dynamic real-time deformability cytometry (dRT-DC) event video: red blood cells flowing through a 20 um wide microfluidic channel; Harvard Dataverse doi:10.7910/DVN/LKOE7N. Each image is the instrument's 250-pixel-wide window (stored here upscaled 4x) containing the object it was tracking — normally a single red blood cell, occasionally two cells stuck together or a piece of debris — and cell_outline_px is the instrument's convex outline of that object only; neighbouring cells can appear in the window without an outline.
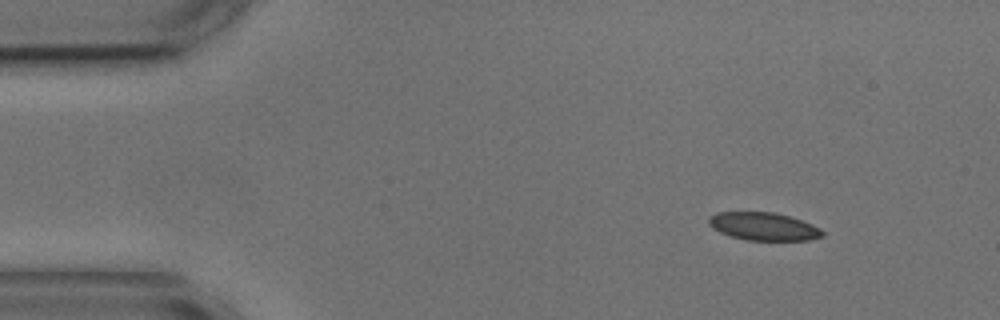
{"species": "common noctule bat (a hibernating species)", "species_latin": "Nyctalus noctula", "temperature_condition": "cold", "stored_images_in_passage": 13, "camera_frame_rate_fps": 3000, "um_per_image_px": 0.085, "animal": {"sex": "male", "body_mass_g": 17.9, "forearm_length_mm": 54.2}, "frame": {"image": 1, "passage_image": 1, "time_ms": 0.0, "image_size_px": [1000, 320], "cell_outline_px": [[824, 236], [808, 240], [748, 240], [732, 236], [720, 232], [712, 228], [708, 224], [708, 216], [716, 212], [772, 212], [788, 216], [812, 224], [820, 228], [824, 232]], "centroid_in_image_um": [64.88, 19.24], "position_along_channel_um": 20.1, "area_um2": 18.44}}
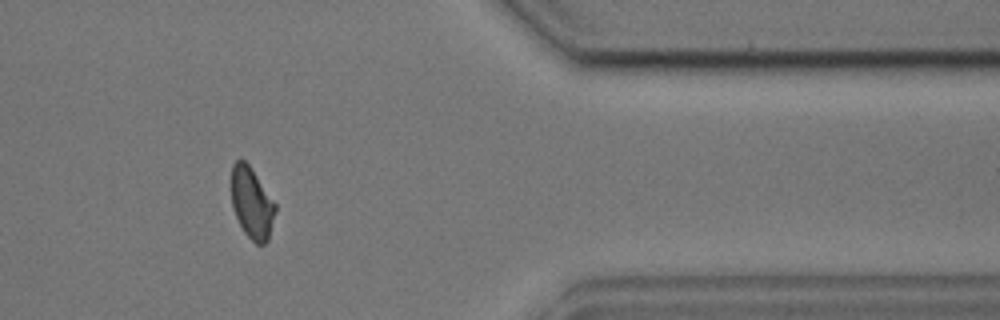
{"frame": {"image": 2, "passage_image": 11, "time_ms": 13.0, "image_size_px": [1000, 320], "cell_outline_px": [[276, 212], [268, 240], [264, 244], [256, 244], [244, 232], [232, 208], [232, 164], [236, 160], [244, 160], [248, 164], [276, 204]], "centroid_in_image_um": [21.41, 17.27], "position_along_channel_um": 390.0, "area_um2": 18.03}}
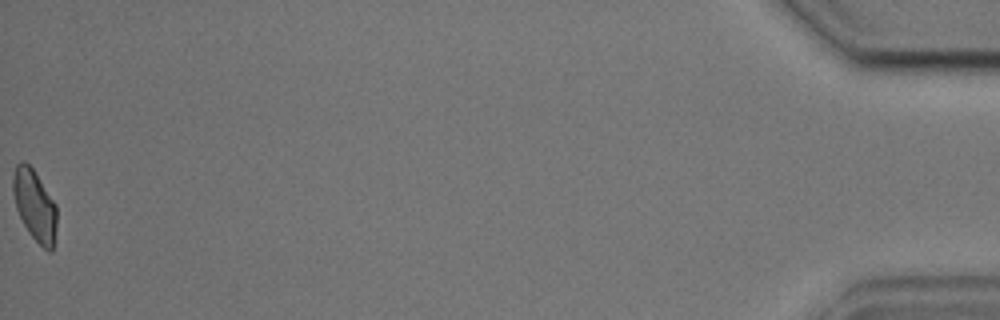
{"frame": {"image": 3, "passage_image": 13, "time_ms": 16.333, "image_size_px": [1000, 320], "cell_outline_px": [[56, 228], [52, 252], [48, 252], [28, 232], [16, 208], [12, 192], [12, 176], [16, 164], [20, 160], [24, 160], [32, 168], [56, 204]], "centroid_in_image_um": [2.93, 17.43], "position_along_channel_um": 432.3, "area_um2": 18.09}, "authors_computed_cell_mechanics": {"area_um2": 19.074, "velocity_mm_per_s": 3.5908, "shape_relaxation_time_tau1_ms": 5.3199, "shape_relaxation_time_tau2_ms": null, "deformation_change_tau1": 0.1112, "deformation_change_tau2": null}}